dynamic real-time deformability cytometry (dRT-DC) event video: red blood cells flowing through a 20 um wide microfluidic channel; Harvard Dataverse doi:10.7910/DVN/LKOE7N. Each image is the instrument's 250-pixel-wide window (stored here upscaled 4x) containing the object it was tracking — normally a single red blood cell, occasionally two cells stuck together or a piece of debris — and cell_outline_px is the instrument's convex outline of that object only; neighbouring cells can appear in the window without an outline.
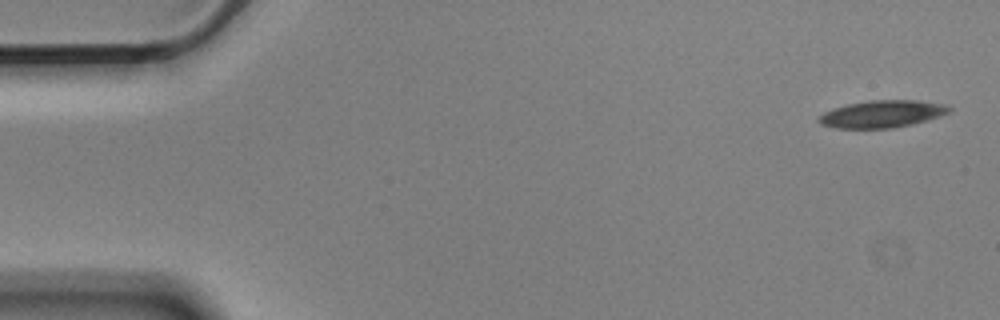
{"species": "Egyptian fruit bat (a non-hibernating species)", "species_latin": "Rousettus aegyptiacus", "temperature_condition": "cold", "stored_images_in_passage": 6, "segment_of_instrument_passage": [1, 2], "camera_frame_rate_fps": 3000, "um_per_image_px": 0.085, "animal": {"sex": "male"}, "frame": {"image": 1, "passage_image": 1, "time_ms": 0.0, "image_size_px": [1000, 320], "cell_outline_px": [[952, 112], [928, 120], [912, 124], [892, 128], [836, 128], [820, 124], [816, 120], [824, 112], [832, 108], [848, 104], [868, 100], [916, 100], [944, 104], [952, 108]], "centroid_in_image_um": [74.99, 9.68], "position_along_channel_um": 10.0, "area_um2": 20.81}}